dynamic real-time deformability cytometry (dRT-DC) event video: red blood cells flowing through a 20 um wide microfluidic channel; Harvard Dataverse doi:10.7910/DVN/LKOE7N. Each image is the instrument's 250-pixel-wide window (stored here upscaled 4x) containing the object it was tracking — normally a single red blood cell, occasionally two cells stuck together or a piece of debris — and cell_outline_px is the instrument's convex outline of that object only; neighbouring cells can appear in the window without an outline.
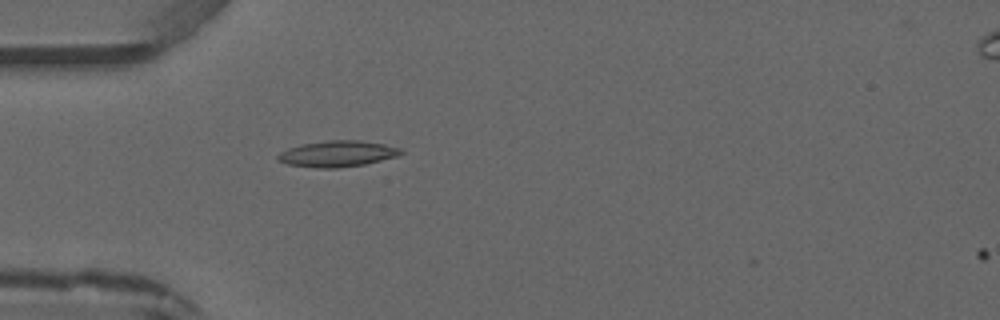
{"species": "common noctule bat (a hibernating species)", "species_latin": "Nyctalus noctula", "temperature_condition": "warm", "stored_images_in_passage": 5, "camera_frame_rate_fps": 3000, "um_per_image_px": 0.085, "animal": {"sex": "male", "forearm_length_mm": 52.5}, "frame": {"image": 1, "passage_image": 4, "time_ms": 3.333, "image_size_px": [1000, 320], "cell_outline_px": [[404, 152], [396, 156], [364, 164], [336, 168], [316, 168], [288, 164], [276, 160], [276, 156], [280, 152], [288, 148], [300, 144], [328, 140], [360, 140], [384, 144], [404, 148]], "centroid_in_image_um": [28.67, 13.06], "position_along_channel_um": 56.3, "area_um2": 18.79}}